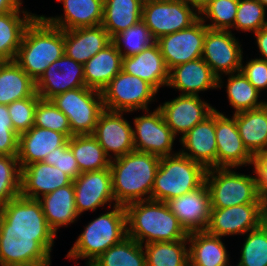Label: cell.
<instances>
[{
	"label": "cell",
	"instance_id": "cb8c5ba5",
	"mask_svg": "<svg viewBox=\"0 0 267 266\" xmlns=\"http://www.w3.org/2000/svg\"><path fill=\"white\" fill-rule=\"evenodd\" d=\"M72 182L73 180L57 167L43 161L34 162L21 168L20 195L29 199H39Z\"/></svg>",
	"mask_w": 267,
	"mask_h": 266
},
{
	"label": "cell",
	"instance_id": "8d00e7d4",
	"mask_svg": "<svg viewBox=\"0 0 267 266\" xmlns=\"http://www.w3.org/2000/svg\"><path fill=\"white\" fill-rule=\"evenodd\" d=\"M68 146L74 154L80 172L100 171L110 167V159L92 134L73 135Z\"/></svg>",
	"mask_w": 267,
	"mask_h": 266
},
{
	"label": "cell",
	"instance_id": "2e32d148",
	"mask_svg": "<svg viewBox=\"0 0 267 266\" xmlns=\"http://www.w3.org/2000/svg\"><path fill=\"white\" fill-rule=\"evenodd\" d=\"M216 168L252 167L254 157L243 144L233 116L215 107Z\"/></svg>",
	"mask_w": 267,
	"mask_h": 266
},
{
	"label": "cell",
	"instance_id": "60d3db41",
	"mask_svg": "<svg viewBox=\"0 0 267 266\" xmlns=\"http://www.w3.org/2000/svg\"><path fill=\"white\" fill-rule=\"evenodd\" d=\"M267 26V9L256 0H239L233 28L238 33H251L253 35L261 28ZM235 30V31H234Z\"/></svg>",
	"mask_w": 267,
	"mask_h": 266
},
{
	"label": "cell",
	"instance_id": "603a6c76",
	"mask_svg": "<svg viewBox=\"0 0 267 266\" xmlns=\"http://www.w3.org/2000/svg\"><path fill=\"white\" fill-rule=\"evenodd\" d=\"M167 204L188 233L206 231L210 221L211 202L205 183L193 192L169 200Z\"/></svg>",
	"mask_w": 267,
	"mask_h": 266
},
{
	"label": "cell",
	"instance_id": "e575fe53",
	"mask_svg": "<svg viewBox=\"0 0 267 266\" xmlns=\"http://www.w3.org/2000/svg\"><path fill=\"white\" fill-rule=\"evenodd\" d=\"M144 0H104L101 25L112 39L141 21Z\"/></svg>",
	"mask_w": 267,
	"mask_h": 266
},
{
	"label": "cell",
	"instance_id": "b9f144b4",
	"mask_svg": "<svg viewBox=\"0 0 267 266\" xmlns=\"http://www.w3.org/2000/svg\"><path fill=\"white\" fill-rule=\"evenodd\" d=\"M112 42L124 58L140 53L146 47L152 45L155 40L151 36L148 27L141 20L114 36Z\"/></svg>",
	"mask_w": 267,
	"mask_h": 266
},
{
	"label": "cell",
	"instance_id": "836d02e7",
	"mask_svg": "<svg viewBox=\"0 0 267 266\" xmlns=\"http://www.w3.org/2000/svg\"><path fill=\"white\" fill-rule=\"evenodd\" d=\"M32 11L0 13V58L14 61L26 27L37 16Z\"/></svg>",
	"mask_w": 267,
	"mask_h": 266
},
{
	"label": "cell",
	"instance_id": "83f0119b",
	"mask_svg": "<svg viewBox=\"0 0 267 266\" xmlns=\"http://www.w3.org/2000/svg\"><path fill=\"white\" fill-rule=\"evenodd\" d=\"M187 239L190 266H230L231 252L223 237L207 231H194Z\"/></svg>",
	"mask_w": 267,
	"mask_h": 266
},
{
	"label": "cell",
	"instance_id": "5bb4252c",
	"mask_svg": "<svg viewBox=\"0 0 267 266\" xmlns=\"http://www.w3.org/2000/svg\"><path fill=\"white\" fill-rule=\"evenodd\" d=\"M230 30L207 29L204 38L202 59L219 78L239 72L243 55V44Z\"/></svg>",
	"mask_w": 267,
	"mask_h": 266
},
{
	"label": "cell",
	"instance_id": "816d5d0a",
	"mask_svg": "<svg viewBox=\"0 0 267 266\" xmlns=\"http://www.w3.org/2000/svg\"><path fill=\"white\" fill-rule=\"evenodd\" d=\"M254 42H255V47L257 50V54L259 55L256 56L257 58H260L262 60L267 61V26L261 28L259 31L253 34ZM257 45V46H256Z\"/></svg>",
	"mask_w": 267,
	"mask_h": 266
},
{
	"label": "cell",
	"instance_id": "f907efd6",
	"mask_svg": "<svg viewBox=\"0 0 267 266\" xmlns=\"http://www.w3.org/2000/svg\"><path fill=\"white\" fill-rule=\"evenodd\" d=\"M257 178V189L260 197L267 201V150L254 157L252 165Z\"/></svg>",
	"mask_w": 267,
	"mask_h": 266
},
{
	"label": "cell",
	"instance_id": "52a82bcc",
	"mask_svg": "<svg viewBox=\"0 0 267 266\" xmlns=\"http://www.w3.org/2000/svg\"><path fill=\"white\" fill-rule=\"evenodd\" d=\"M56 234L0 233V266H51Z\"/></svg>",
	"mask_w": 267,
	"mask_h": 266
},
{
	"label": "cell",
	"instance_id": "6da1fadb",
	"mask_svg": "<svg viewBox=\"0 0 267 266\" xmlns=\"http://www.w3.org/2000/svg\"><path fill=\"white\" fill-rule=\"evenodd\" d=\"M127 236L144 245L188 240V232L163 201L142 200L127 204Z\"/></svg>",
	"mask_w": 267,
	"mask_h": 266
},
{
	"label": "cell",
	"instance_id": "5b68a950",
	"mask_svg": "<svg viewBox=\"0 0 267 266\" xmlns=\"http://www.w3.org/2000/svg\"><path fill=\"white\" fill-rule=\"evenodd\" d=\"M206 169L177 152L160 158L151 200L168 202L193 192L205 183Z\"/></svg>",
	"mask_w": 267,
	"mask_h": 266
},
{
	"label": "cell",
	"instance_id": "44dd1931",
	"mask_svg": "<svg viewBox=\"0 0 267 266\" xmlns=\"http://www.w3.org/2000/svg\"><path fill=\"white\" fill-rule=\"evenodd\" d=\"M166 87L180 95L199 96L209 90H218V77L201 57L170 69Z\"/></svg>",
	"mask_w": 267,
	"mask_h": 266
},
{
	"label": "cell",
	"instance_id": "d590c367",
	"mask_svg": "<svg viewBox=\"0 0 267 266\" xmlns=\"http://www.w3.org/2000/svg\"><path fill=\"white\" fill-rule=\"evenodd\" d=\"M36 93V82L15 62L6 61L0 69V104L31 97Z\"/></svg>",
	"mask_w": 267,
	"mask_h": 266
},
{
	"label": "cell",
	"instance_id": "bcb514c9",
	"mask_svg": "<svg viewBox=\"0 0 267 266\" xmlns=\"http://www.w3.org/2000/svg\"><path fill=\"white\" fill-rule=\"evenodd\" d=\"M39 98L40 96L35 93L31 97L7 105L13 129L18 135L34 126L35 109Z\"/></svg>",
	"mask_w": 267,
	"mask_h": 266
},
{
	"label": "cell",
	"instance_id": "c3c4849f",
	"mask_svg": "<svg viewBox=\"0 0 267 266\" xmlns=\"http://www.w3.org/2000/svg\"><path fill=\"white\" fill-rule=\"evenodd\" d=\"M19 135L14 131L7 105L0 104V155L17 156Z\"/></svg>",
	"mask_w": 267,
	"mask_h": 266
},
{
	"label": "cell",
	"instance_id": "6f0895ef",
	"mask_svg": "<svg viewBox=\"0 0 267 266\" xmlns=\"http://www.w3.org/2000/svg\"><path fill=\"white\" fill-rule=\"evenodd\" d=\"M266 220H267V201H266Z\"/></svg>",
	"mask_w": 267,
	"mask_h": 266
},
{
	"label": "cell",
	"instance_id": "7402d4cb",
	"mask_svg": "<svg viewBox=\"0 0 267 266\" xmlns=\"http://www.w3.org/2000/svg\"><path fill=\"white\" fill-rule=\"evenodd\" d=\"M177 142L181 145L178 148L181 154L201 164L206 170L216 168L215 111Z\"/></svg>",
	"mask_w": 267,
	"mask_h": 266
},
{
	"label": "cell",
	"instance_id": "3957f363",
	"mask_svg": "<svg viewBox=\"0 0 267 266\" xmlns=\"http://www.w3.org/2000/svg\"><path fill=\"white\" fill-rule=\"evenodd\" d=\"M64 54V30L39 14L26 27L14 61L36 82Z\"/></svg>",
	"mask_w": 267,
	"mask_h": 266
},
{
	"label": "cell",
	"instance_id": "7c38bea8",
	"mask_svg": "<svg viewBox=\"0 0 267 266\" xmlns=\"http://www.w3.org/2000/svg\"><path fill=\"white\" fill-rule=\"evenodd\" d=\"M266 221V203H248L227 208H211L206 231L229 238L243 236Z\"/></svg>",
	"mask_w": 267,
	"mask_h": 266
},
{
	"label": "cell",
	"instance_id": "277c9868",
	"mask_svg": "<svg viewBox=\"0 0 267 266\" xmlns=\"http://www.w3.org/2000/svg\"><path fill=\"white\" fill-rule=\"evenodd\" d=\"M83 226L65 259L93 262L113 245L127 237L126 211L123 205H115Z\"/></svg>",
	"mask_w": 267,
	"mask_h": 266
},
{
	"label": "cell",
	"instance_id": "ab89813d",
	"mask_svg": "<svg viewBox=\"0 0 267 266\" xmlns=\"http://www.w3.org/2000/svg\"><path fill=\"white\" fill-rule=\"evenodd\" d=\"M238 266H267V220L243 235Z\"/></svg>",
	"mask_w": 267,
	"mask_h": 266
},
{
	"label": "cell",
	"instance_id": "9f6ffc18",
	"mask_svg": "<svg viewBox=\"0 0 267 266\" xmlns=\"http://www.w3.org/2000/svg\"><path fill=\"white\" fill-rule=\"evenodd\" d=\"M5 62H6L5 60H3V59L0 58V69H1L2 65H3Z\"/></svg>",
	"mask_w": 267,
	"mask_h": 266
},
{
	"label": "cell",
	"instance_id": "1f68e13d",
	"mask_svg": "<svg viewBox=\"0 0 267 266\" xmlns=\"http://www.w3.org/2000/svg\"><path fill=\"white\" fill-rule=\"evenodd\" d=\"M244 146L256 157L267 150V105L231 114Z\"/></svg>",
	"mask_w": 267,
	"mask_h": 266
},
{
	"label": "cell",
	"instance_id": "4dcf8cb0",
	"mask_svg": "<svg viewBox=\"0 0 267 266\" xmlns=\"http://www.w3.org/2000/svg\"><path fill=\"white\" fill-rule=\"evenodd\" d=\"M123 57L111 41L84 64L85 86L102 89L122 70Z\"/></svg>",
	"mask_w": 267,
	"mask_h": 266
},
{
	"label": "cell",
	"instance_id": "4316f807",
	"mask_svg": "<svg viewBox=\"0 0 267 266\" xmlns=\"http://www.w3.org/2000/svg\"><path fill=\"white\" fill-rule=\"evenodd\" d=\"M68 139L63 133L37 126L19 134L17 158L20 168L42 162L50 152L63 146Z\"/></svg>",
	"mask_w": 267,
	"mask_h": 266
},
{
	"label": "cell",
	"instance_id": "4fadbf2b",
	"mask_svg": "<svg viewBox=\"0 0 267 266\" xmlns=\"http://www.w3.org/2000/svg\"><path fill=\"white\" fill-rule=\"evenodd\" d=\"M0 233L55 234L38 199L21 195L0 205Z\"/></svg>",
	"mask_w": 267,
	"mask_h": 266
},
{
	"label": "cell",
	"instance_id": "f1b7e54d",
	"mask_svg": "<svg viewBox=\"0 0 267 266\" xmlns=\"http://www.w3.org/2000/svg\"><path fill=\"white\" fill-rule=\"evenodd\" d=\"M41 204L46 221L50 228L58 234L60 229L77 223L81 218L75 205V192L73 182L56 189L38 199Z\"/></svg>",
	"mask_w": 267,
	"mask_h": 266
},
{
	"label": "cell",
	"instance_id": "d6a6232c",
	"mask_svg": "<svg viewBox=\"0 0 267 266\" xmlns=\"http://www.w3.org/2000/svg\"><path fill=\"white\" fill-rule=\"evenodd\" d=\"M225 77L227 79H224ZM223 87L226 89V100L232 110L234 109L231 111L233 114L256 109L265 104L264 95L248 81L241 71L219 77L218 91L224 89Z\"/></svg>",
	"mask_w": 267,
	"mask_h": 266
},
{
	"label": "cell",
	"instance_id": "9c48e42d",
	"mask_svg": "<svg viewBox=\"0 0 267 266\" xmlns=\"http://www.w3.org/2000/svg\"><path fill=\"white\" fill-rule=\"evenodd\" d=\"M50 100L68 117L73 135L94 133L104 110L101 91L85 86L58 94Z\"/></svg>",
	"mask_w": 267,
	"mask_h": 266
},
{
	"label": "cell",
	"instance_id": "484cf974",
	"mask_svg": "<svg viewBox=\"0 0 267 266\" xmlns=\"http://www.w3.org/2000/svg\"><path fill=\"white\" fill-rule=\"evenodd\" d=\"M122 71L147 81L158 92L168 83L169 70L156 41L140 53L124 57Z\"/></svg>",
	"mask_w": 267,
	"mask_h": 266
},
{
	"label": "cell",
	"instance_id": "e0dca14e",
	"mask_svg": "<svg viewBox=\"0 0 267 266\" xmlns=\"http://www.w3.org/2000/svg\"><path fill=\"white\" fill-rule=\"evenodd\" d=\"M203 96L180 95L158 104L167 126L179 139L195 125L204 121L214 111L215 107L205 101Z\"/></svg>",
	"mask_w": 267,
	"mask_h": 266
},
{
	"label": "cell",
	"instance_id": "f6af8a7d",
	"mask_svg": "<svg viewBox=\"0 0 267 266\" xmlns=\"http://www.w3.org/2000/svg\"><path fill=\"white\" fill-rule=\"evenodd\" d=\"M34 126L50 129L72 137L68 117L51 100L39 98L35 109Z\"/></svg>",
	"mask_w": 267,
	"mask_h": 266
},
{
	"label": "cell",
	"instance_id": "f35d334b",
	"mask_svg": "<svg viewBox=\"0 0 267 266\" xmlns=\"http://www.w3.org/2000/svg\"><path fill=\"white\" fill-rule=\"evenodd\" d=\"M146 266H188V240L143 245Z\"/></svg>",
	"mask_w": 267,
	"mask_h": 266
},
{
	"label": "cell",
	"instance_id": "7dc6e473",
	"mask_svg": "<svg viewBox=\"0 0 267 266\" xmlns=\"http://www.w3.org/2000/svg\"><path fill=\"white\" fill-rule=\"evenodd\" d=\"M43 162L57 167L72 180H75L81 174L74 154L68 146V141L63 146L50 152Z\"/></svg>",
	"mask_w": 267,
	"mask_h": 266
},
{
	"label": "cell",
	"instance_id": "ac0fdd59",
	"mask_svg": "<svg viewBox=\"0 0 267 266\" xmlns=\"http://www.w3.org/2000/svg\"><path fill=\"white\" fill-rule=\"evenodd\" d=\"M75 205L79 216L88 212H97L116 204L112 191L110 168L81 173L73 180Z\"/></svg>",
	"mask_w": 267,
	"mask_h": 266
},
{
	"label": "cell",
	"instance_id": "7bdbcfd3",
	"mask_svg": "<svg viewBox=\"0 0 267 266\" xmlns=\"http://www.w3.org/2000/svg\"><path fill=\"white\" fill-rule=\"evenodd\" d=\"M239 0H214L199 14L202 22L212 30H231Z\"/></svg>",
	"mask_w": 267,
	"mask_h": 266
},
{
	"label": "cell",
	"instance_id": "ee69618b",
	"mask_svg": "<svg viewBox=\"0 0 267 266\" xmlns=\"http://www.w3.org/2000/svg\"><path fill=\"white\" fill-rule=\"evenodd\" d=\"M21 168L17 156L0 155V205L20 195Z\"/></svg>",
	"mask_w": 267,
	"mask_h": 266
},
{
	"label": "cell",
	"instance_id": "74e56055",
	"mask_svg": "<svg viewBox=\"0 0 267 266\" xmlns=\"http://www.w3.org/2000/svg\"><path fill=\"white\" fill-rule=\"evenodd\" d=\"M85 264L84 266H146V255L143 245L127 236L92 263L86 261Z\"/></svg>",
	"mask_w": 267,
	"mask_h": 266
},
{
	"label": "cell",
	"instance_id": "ba28073f",
	"mask_svg": "<svg viewBox=\"0 0 267 266\" xmlns=\"http://www.w3.org/2000/svg\"><path fill=\"white\" fill-rule=\"evenodd\" d=\"M158 93L147 81L122 70L101 91L104 109L129 112L130 115L150 110L157 102Z\"/></svg>",
	"mask_w": 267,
	"mask_h": 266
},
{
	"label": "cell",
	"instance_id": "db71d44e",
	"mask_svg": "<svg viewBox=\"0 0 267 266\" xmlns=\"http://www.w3.org/2000/svg\"><path fill=\"white\" fill-rule=\"evenodd\" d=\"M199 13L214 0H187Z\"/></svg>",
	"mask_w": 267,
	"mask_h": 266
},
{
	"label": "cell",
	"instance_id": "ffe728a7",
	"mask_svg": "<svg viewBox=\"0 0 267 266\" xmlns=\"http://www.w3.org/2000/svg\"><path fill=\"white\" fill-rule=\"evenodd\" d=\"M81 87H85L84 65L65 54L54 61L36 81V93L46 100Z\"/></svg>",
	"mask_w": 267,
	"mask_h": 266
},
{
	"label": "cell",
	"instance_id": "30bf717a",
	"mask_svg": "<svg viewBox=\"0 0 267 266\" xmlns=\"http://www.w3.org/2000/svg\"><path fill=\"white\" fill-rule=\"evenodd\" d=\"M199 18V12L187 0H148L143 3L141 20L156 41L190 27Z\"/></svg>",
	"mask_w": 267,
	"mask_h": 266
},
{
	"label": "cell",
	"instance_id": "d4e9b609",
	"mask_svg": "<svg viewBox=\"0 0 267 266\" xmlns=\"http://www.w3.org/2000/svg\"><path fill=\"white\" fill-rule=\"evenodd\" d=\"M63 13L54 16L41 15L49 24L62 30L99 26L103 19L104 0H56Z\"/></svg>",
	"mask_w": 267,
	"mask_h": 266
},
{
	"label": "cell",
	"instance_id": "681fc988",
	"mask_svg": "<svg viewBox=\"0 0 267 266\" xmlns=\"http://www.w3.org/2000/svg\"><path fill=\"white\" fill-rule=\"evenodd\" d=\"M243 56L240 71L248 81L263 95L267 92V61ZM249 58V59H248Z\"/></svg>",
	"mask_w": 267,
	"mask_h": 266
},
{
	"label": "cell",
	"instance_id": "9a60e30c",
	"mask_svg": "<svg viewBox=\"0 0 267 266\" xmlns=\"http://www.w3.org/2000/svg\"><path fill=\"white\" fill-rule=\"evenodd\" d=\"M129 114V112L104 109L98 118L92 135L97 139L110 160L135 150L133 126L132 122L128 121Z\"/></svg>",
	"mask_w": 267,
	"mask_h": 266
},
{
	"label": "cell",
	"instance_id": "f546056e",
	"mask_svg": "<svg viewBox=\"0 0 267 266\" xmlns=\"http://www.w3.org/2000/svg\"><path fill=\"white\" fill-rule=\"evenodd\" d=\"M111 41L102 25L64 30V53L84 65Z\"/></svg>",
	"mask_w": 267,
	"mask_h": 266
},
{
	"label": "cell",
	"instance_id": "8992f818",
	"mask_svg": "<svg viewBox=\"0 0 267 266\" xmlns=\"http://www.w3.org/2000/svg\"><path fill=\"white\" fill-rule=\"evenodd\" d=\"M239 169H207L205 184L209 190L211 208L223 209L248 203H266L259 195L254 169L250 168L251 174L243 171L241 173Z\"/></svg>",
	"mask_w": 267,
	"mask_h": 266
},
{
	"label": "cell",
	"instance_id": "11a10c76",
	"mask_svg": "<svg viewBox=\"0 0 267 266\" xmlns=\"http://www.w3.org/2000/svg\"><path fill=\"white\" fill-rule=\"evenodd\" d=\"M267 9V0H256Z\"/></svg>",
	"mask_w": 267,
	"mask_h": 266
},
{
	"label": "cell",
	"instance_id": "8fae6325",
	"mask_svg": "<svg viewBox=\"0 0 267 266\" xmlns=\"http://www.w3.org/2000/svg\"><path fill=\"white\" fill-rule=\"evenodd\" d=\"M141 113L130 118L133 124L135 151L151 153L160 158L179 152L174 148L175 141L179 138L167 126L158 106L153 110H143Z\"/></svg>",
	"mask_w": 267,
	"mask_h": 266
},
{
	"label": "cell",
	"instance_id": "d6986e66",
	"mask_svg": "<svg viewBox=\"0 0 267 266\" xmlns=\"http://www.w3.org/2000/svg\"><path fill=\"white\" fill-rule=\"evenodd\" d=\"M207 29L199 18L190 27L156 40L168 70L202 57Z\"/></svg>",
	"mask_w": 267,
	"mask_h": 266
},
{
	"label": "cell",
	"instance_id": "7a4b0ae2",
	"mask_svg": "<svg viewBox=\"0 0 267 266\" xmlns=\"http://www.w3.org/2000/svg\"><path fill=\"white\" fill-rule=\"evenodd\" d=\"M160 157L132 151L110 161L112 191L117 205L150 200Z\"/></svg>",
	"mask_w": 267,
	"mask_h": 266
},
{
	"label": "cell",
	"instance_id": "f5cc1de1",
	"mask_svg": "<svg viewBox=\"0 0 267 266\" xmlns=\"http://www.w3.org/2000/svg\"><path fill=\"white\" fill-rule=\"evenodd\" d=\"M22 0H0V13L11 11H31L25 8ZM24 6V7H23Z\"/></svg>",
	"mask_w": 267,
	"mask_h": 266
}]
</instances>
